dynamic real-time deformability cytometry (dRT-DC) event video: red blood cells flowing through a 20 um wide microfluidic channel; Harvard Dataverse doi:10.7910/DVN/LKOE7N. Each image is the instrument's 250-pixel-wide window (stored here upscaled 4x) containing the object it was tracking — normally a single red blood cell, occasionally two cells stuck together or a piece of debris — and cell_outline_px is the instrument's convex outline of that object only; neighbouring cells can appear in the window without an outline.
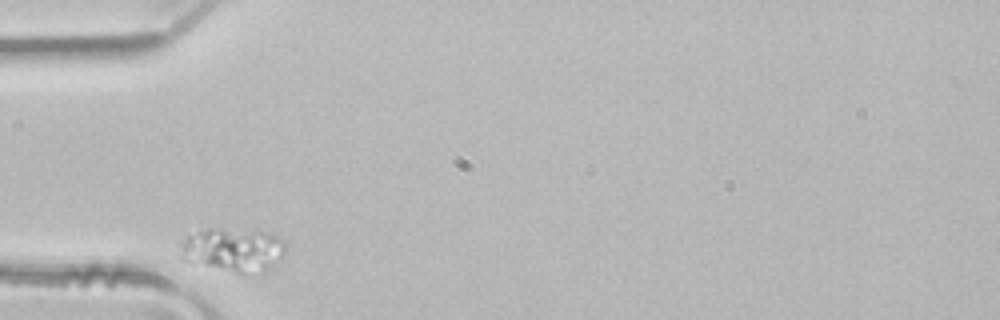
{"species": "common noctule bat (a hibernating species)", "species_latin": "Nyctalus noctula", "temperature_condition": "room temperature", "stored_images_in_passage": 3, "camera_frame_rate_fps": 3000, "um_per_image_px": 0.085, "animal": {"sex": "male", "body_mass_g": 21.5, "forearm_length_mm": 52.0}, "frame": {"image": 1, "passage_image": 1, "time_ms": 0.0, "image_size_px": [1000, 320], "cell_outline_px": [[284, 256], [280, 260], [264, 272], [236, 272], [180, 260], [180, 240], [204, 228], [256, 228], [280, 236], [284, 240]], "centroid_in_image_um": [19.83, 21.17], "position_along_channel_um": 65.2, "area_um2": 27.51}}
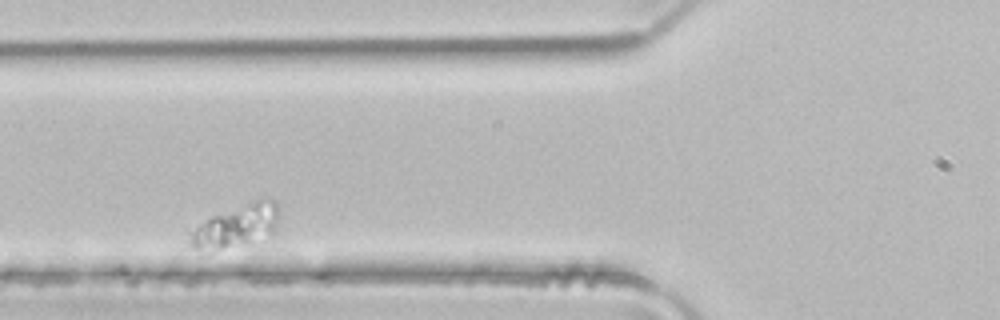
{"frame": {"image": 2, "passage_image": 2, "time_ms": 0.333, "image_size_px": [1000, 320], "cell_outline_px": [[280, 216], [276, 232], [272, 236], [212, 252], [192, 248], [188, 244], [192, 232], [200, 224], [212, 216], [264, 196], [276, 200], [280, 204]], "centroid_in_image_um": [20.21, 19.19], "position_along_channel_um": 105.6, "area_um2": 22.72}}
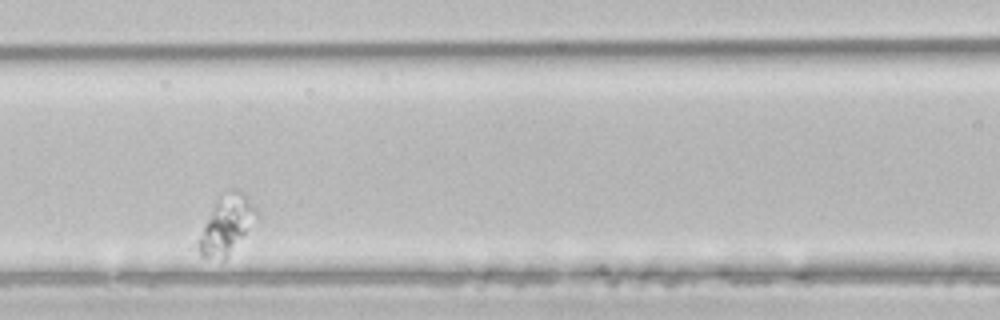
{"frame": {"image": 3, "passage_image": 3, "time_ms": 0.667, "image_size_px": [1000, 320], "cell_outline_px": [[260, 216], [228, 256], [224, 260], [200, 256], [196, 248], [196, 244], [216, 200], [228, 188], [236, 188], [244, 192], [248, 196], [260, 212]], "centroid_in_image_um": [19.3, 19.07], "position_along_channel_um": 147.3, "area_um2": 20.0}}